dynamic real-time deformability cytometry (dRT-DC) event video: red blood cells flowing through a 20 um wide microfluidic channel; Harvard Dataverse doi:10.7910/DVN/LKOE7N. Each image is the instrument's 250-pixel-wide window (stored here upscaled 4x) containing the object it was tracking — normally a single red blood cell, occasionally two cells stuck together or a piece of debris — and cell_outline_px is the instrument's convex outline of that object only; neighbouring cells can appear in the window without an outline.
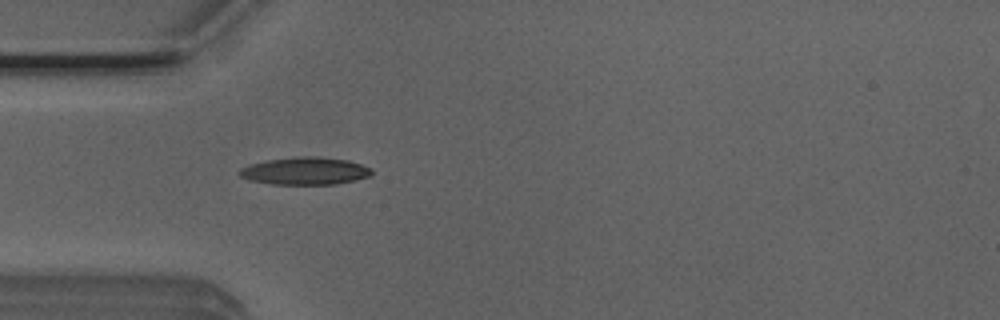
{"species": "Egyptian fruit bat (a non-hibernating species)", "species_latin": "Rousettus aegyptiacus", "temperature_condition": "room temperature", "stored_images_in_passage": 4, "camera_frame_rate_fps": 3000, "um_per_image_px": 0.085, "animal": {"sex": "male"}, "frame": {"image": 1, "passage_image": 4, "time_ms": 1.0, "image_size_px": [1000, 320], "cell_outline_px": [[372, 176], [336, 184], [272, 184], [248, 180], [240, 176], [236, 172], [240, 168], [248, 164], [268, 160], [300, 156], [320, 156], [348, 160], [372, 168]], "centroid_in_image_um": [25.91, 14.53], "position_along_channel_um": 59.1, "area_um2": 21.39}}